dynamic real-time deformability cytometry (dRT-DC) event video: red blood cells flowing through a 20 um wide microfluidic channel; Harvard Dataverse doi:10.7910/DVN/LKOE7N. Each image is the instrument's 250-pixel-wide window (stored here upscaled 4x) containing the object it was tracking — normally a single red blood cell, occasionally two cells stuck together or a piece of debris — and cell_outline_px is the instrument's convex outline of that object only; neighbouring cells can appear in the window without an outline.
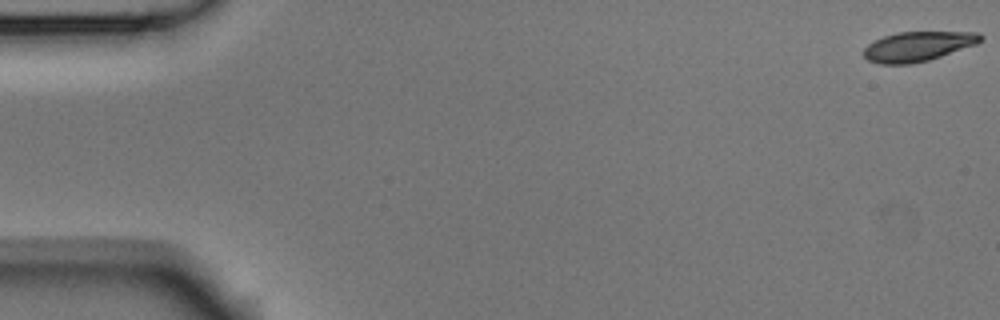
{"species": "Egyptian fruit bat (a non-hibernating species)", "species_latin": "Rousettus aegyptiacus", "temperature_condition": "room temperature", "stored_images_in_passage": 54, "camera_frame_rate_fps": 3000, "um_per_image_px": 0.085, "animal": {"sex": "male"}, "frame": {"image": 1, "passage_image": 1, "time_ms": 0.0, "image_size_px": [1000, 320], "cell_outline_px": [[984, 40], [976, 44], [928, 60], [912, 64], [880, 64], [868, 60], [864, 56], [864, 48], [868, 44], [884, 36], [896, 32], [980, 32], [984, 36]], "centroid_in_image_um": [78.04, 3.93], "position_along_channel_um": 7.0, "area_um2": 20.17}}
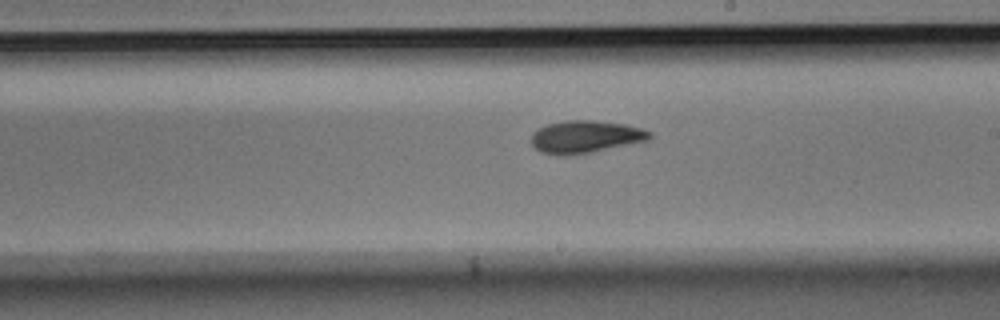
{"frame": {"image": 2, "passage_image": 31, "time_ms": 10.0, "image_size_px": [1000, 320], "cell_outline_px": [[652, 136], [648, 140], [588, 152], [564, 156], [556, 156], [540, 152], [532, 144], [532, 132], [548, 124], [568, 120], [592, 120], [624, 124], [640, 128], [652, 132]], "centroid_in_image_um": [49.73, 11.62], "position_along_channel_um": 239.3, "area_um2": 22.08}}
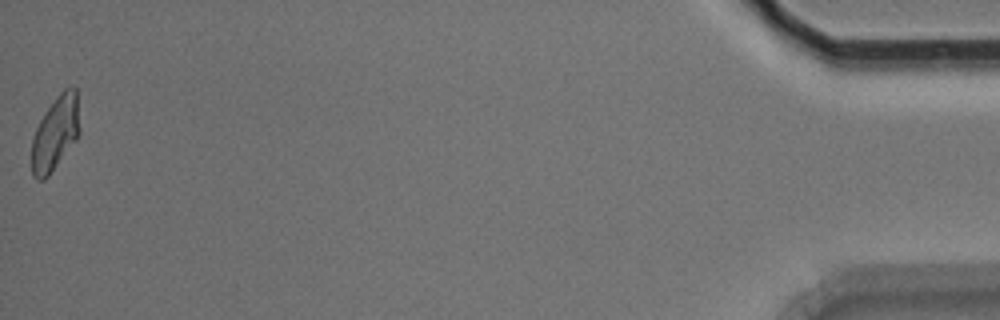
{"frame": {"image": 3, "passage_image": 54, "time_ms": 17.667, "image_size_px": [1000, 320], "cell_outline_px": [[80, 132], [76, 140], [48, 176], [44, 180], [36, 180], [32, 176], [32, 136], [44, 112], [56, 96], [64, 88], [72, 84], [76, 88], [80, 128]], "centroid_in_image_um": [4.71, 11.3], "position_along_channel_um": 430.5, "area_um2": 20.92}, "authors_computed_cell_mechanics": {"area_um2": 21.1837, "velocity_mm_per_s": 3.7548, "shape_relaxation_time_tau1_ms": 4.4564, "shape_relaxation_time_tau2_ms": 3.1348, "deformation_change_tau1": 0.1713, "deformation_change_tau2": 0.0992}}